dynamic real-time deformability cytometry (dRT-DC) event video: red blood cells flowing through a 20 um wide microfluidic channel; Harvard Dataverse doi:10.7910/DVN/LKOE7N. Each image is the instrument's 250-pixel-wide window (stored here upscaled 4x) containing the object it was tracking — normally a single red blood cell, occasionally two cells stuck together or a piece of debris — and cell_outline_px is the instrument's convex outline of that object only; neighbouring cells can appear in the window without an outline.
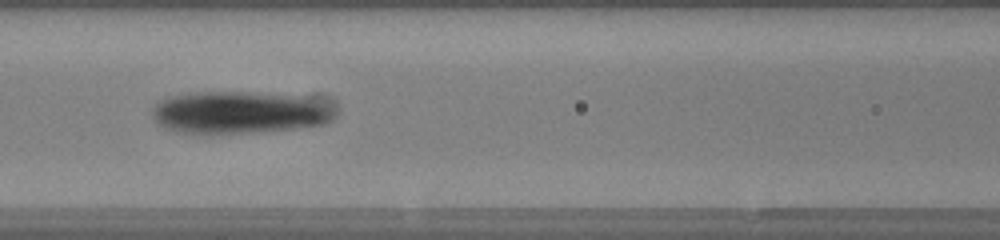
{"species": "human", "species_latin": "Homo sapiens", "temperature_condition": "warm", "stored_images_in_passage": 37, "camera_frame_rate_fps": 3000, "um_per_image_px": 0.085, "donor": {"sex": "female"}, "frame": {"image": 1, "passage_image": 8, "time_ms": 2.333, "image_size_px": [1000, 240], "cell_outline_px": [[336, 112], [332, 120], [320, 124], [300, 128], [256, 132], [208, 136], [180, 132], [164, 128], [152, 116], [152, 108], [160, 100], [172, 96], [196, 92], [244, 92], [316, 96], [328, 100], [336, 104]], "centroid_in_image_um": [20.46, 9.56], "position_along_channel_um": 146.1, "area_um2": 46.64}}
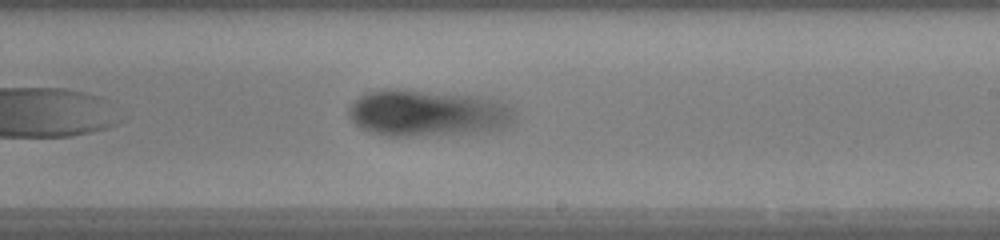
{"frame": {"image": 2, "passage_image": 16, "time_ms": 5.0, "image_size_px": [1000, 240], "cell_outline_px": [[512, 124], [500, 132], [412, 136], [384, 136], [368, 132], [360, 128], [348, 116], [348, 108], [360, 96], [368, 92], [384, 88], [404, 88], [476, 96], [500, 100], [508, 104], [512, 108]], "centroid_in_image_um": [36.37, 9.62], "position_along_channel_um": 252.6, "area_um2": 46.18}}
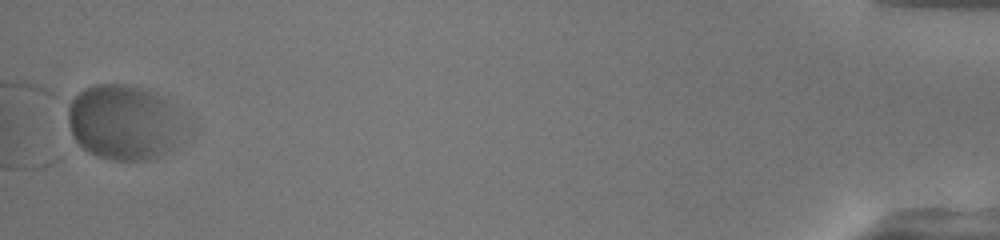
{"frame": {"image": 3, "passage_image": 36, "time_ms": 11.667, "image_size_px": [1000, 240], "cell_outline_px": [[192, 132], [164, 152], [148, 160], [112, 160], [96, 156], [88, 152], [72, 136], [68, 124], [68, 100], [84, 88], [92, 84], [124, 84], [148, 88], [156, 92], [188, 116], [192, 120]], "centroid_in_image_um": [10.67, 10.37], "position_along_channel_um": 424.5, "area_um2": 53.12}, "authors_computed_cell_mechanics": {"area_um2": 46.1822, "velocity_mm_per_s": 4.0179, "shape_relaxation_time_tau1_ms": 2.85, "shape_relaxation_time_tau2_ms": null, "deformation_change_tau1": 0.2336, "deformation_change_tau2": null}}